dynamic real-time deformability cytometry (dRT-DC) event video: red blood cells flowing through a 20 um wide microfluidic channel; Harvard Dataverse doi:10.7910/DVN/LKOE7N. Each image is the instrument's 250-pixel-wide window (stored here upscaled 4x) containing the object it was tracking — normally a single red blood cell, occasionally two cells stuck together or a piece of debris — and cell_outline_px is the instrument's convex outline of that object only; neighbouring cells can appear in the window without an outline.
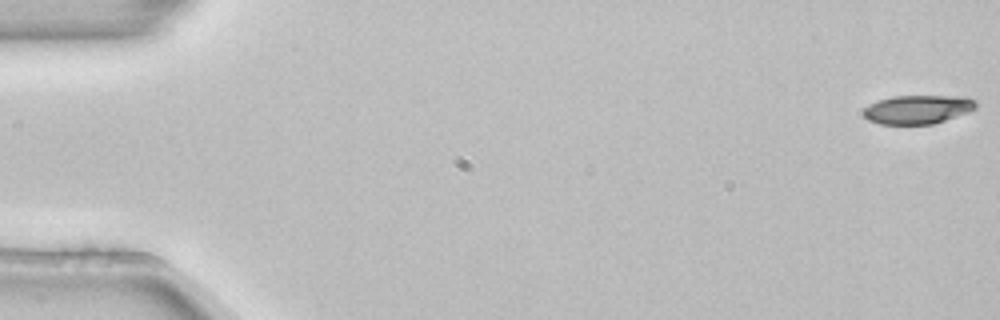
{"species": "common noctule bat (a hibernating species)", "species_latin": "Nyctalus noctula", "temperature_condition": "room temperature", "stored_images_in_passage": 4, "camera_frame_rate_fps": 3000, "um_per_image_px": 0.085, "animal": {"sex": "female", "body_mass_g": 22.7, "forearm_length_mm": 54.2}, "frame": {"image": 1, "passage_image": 1, "time_ms": 0.0, "image_size_px": [1000, 320], "cell_outline_px": [[976, 108], [968, 112], [932, 124], [880, 124], [868, 120], [864, 116], [864, 108], [868, 104], [892, 96], [968, 96], [976, 100]], "centroid_in_image_um": [78.02, 9.29], "position_along_channel_um": 7.0, "area_um2": 18.84}}
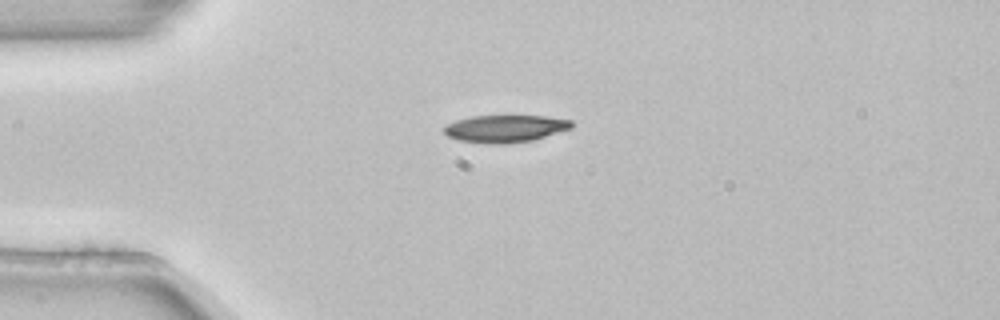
{"frame": {"image": 2, "passage_image": 4, "time_ms": 1.0, "image_size_px": [1000, 320], "cell_outline_px": [[572, 128], [532, 140], [504, 144], [492, 144], [456, 140], [448, 136], [444, 132], [444, 128], [448, 124], [456, 120], [472, 116], [544, 116], [572, 120]], "centroid_in_image_um": [42.93, 10.93], "position_along_channel_um": 42.1, "area_um2": 20.17}}